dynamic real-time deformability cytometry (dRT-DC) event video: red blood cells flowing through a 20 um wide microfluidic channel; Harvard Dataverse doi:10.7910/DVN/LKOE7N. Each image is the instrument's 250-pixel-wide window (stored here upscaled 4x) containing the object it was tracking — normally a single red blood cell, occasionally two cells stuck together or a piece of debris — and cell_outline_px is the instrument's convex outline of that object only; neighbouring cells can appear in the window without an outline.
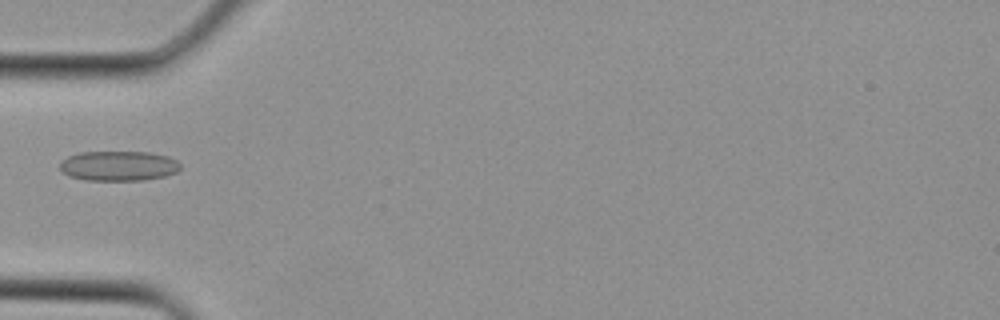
{"species": "Egyptian fruit bat (a non-hibernating species)", "species_latin": "Rousettus aegyptiacus", "temperature_condition": "cold", "stored_images_in_passage": 3, "camera_frame_rate_fps": 3000, "um_per_image_px": 0.085, "animal": {"sex": "female"}, "frame": {"image": 1, "passage_image": 3, "time_ms": 0.667, "image_size_px": [1000, 320], "cell_outline_px": [[180, 168], [176, 172], [164, 176], [144, 180], [84, 180], [68, 176], [60, 168], [60, 160], [68, 156], [80, 152], [148, 152], [168, 156], [176, 160], [180, 164]], "centroid_in_image_um": [10.05, 14.1], "position_along_channel_um": 74.9, "area_um2": 21.04}}